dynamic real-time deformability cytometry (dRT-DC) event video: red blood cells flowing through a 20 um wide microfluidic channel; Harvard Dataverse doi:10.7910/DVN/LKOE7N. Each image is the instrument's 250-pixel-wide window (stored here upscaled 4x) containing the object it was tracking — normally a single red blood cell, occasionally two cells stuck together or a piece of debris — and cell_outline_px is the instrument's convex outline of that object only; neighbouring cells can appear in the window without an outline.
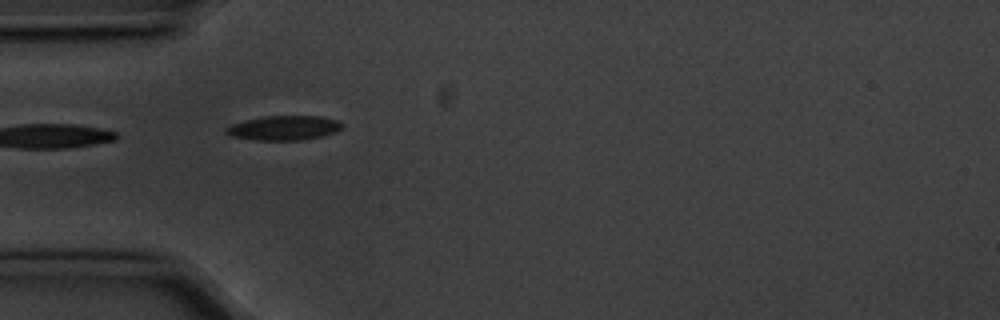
{"species": "common noctule bat (a hibernating species)", "species_latin": "Nyctalus noctula", "temperature_condition": "cold", "stored_images_in_passage": 19, "camera_frame_rate_fps": 3000, "um_per_image_px": 0.085, "animal": {"sex": "male", "body_mass_g": 20.1, "forearm_length_mm": 53.5}, "frame": {"image": 1, "passage_image": 1, "time_ms": 0.0, "image_size_px": [1000, 320], "cell_outline_px": [[344, 128], [336, 132], [320, 136], [300, 140], [252, 140], [232, 136], [224, 132], [224, 128], [232, 124], [244, 120], [264, 116], [320, 116], [336, 120], [344, 124]], "centroid_in_image_um": [24.12, 10.87], "position_along_channel_um": 60.9, "area_um2": 16.65}}